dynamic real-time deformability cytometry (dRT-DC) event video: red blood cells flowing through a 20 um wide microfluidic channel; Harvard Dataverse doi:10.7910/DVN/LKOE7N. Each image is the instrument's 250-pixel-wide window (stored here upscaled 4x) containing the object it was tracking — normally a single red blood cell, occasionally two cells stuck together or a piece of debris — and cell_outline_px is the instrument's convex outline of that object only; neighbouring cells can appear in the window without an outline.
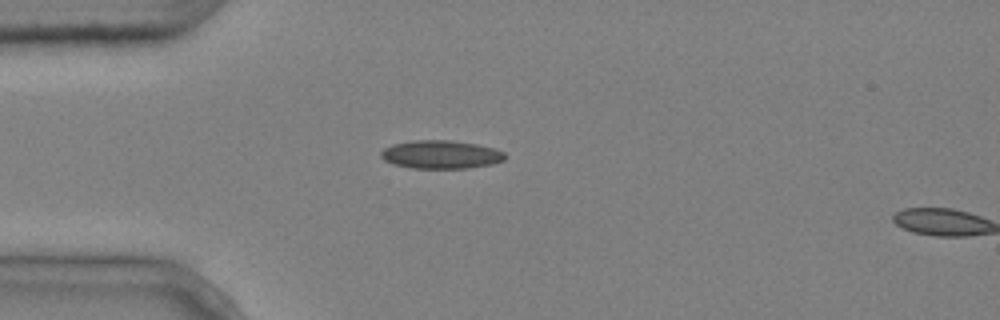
{"species": "common noctule bat (a hibernating species)", "species_latin": "Nyctalus noctula", "temperature_condition": "cold", "stored_images_in_passage": 2, "segment_of_instrument_passage": [1, 2], "camera_frame_rate_fps": 3000, "um_per_image_px": 0.085, "animal": {"sex": "male", "body_mass_g": 20.4}, "frame": {"image": 1, "passage_image": 1, "time_ms": 0.0, "image_size_px": [1000, 320], "cell_outline_px": [[504, 160], [492, 164], [468, 168], [412, 168], [392, 164], [384, 160], [380, 156], [380, 152], [384, 148], [392, 144], [412, 140], [452, 140], [476, 144], [496, 148], [504, 152]], "centroid_in_image_um": [37.45, 13.13], "position_along_channel_um": 47.5, "area_um2": 20.58}}